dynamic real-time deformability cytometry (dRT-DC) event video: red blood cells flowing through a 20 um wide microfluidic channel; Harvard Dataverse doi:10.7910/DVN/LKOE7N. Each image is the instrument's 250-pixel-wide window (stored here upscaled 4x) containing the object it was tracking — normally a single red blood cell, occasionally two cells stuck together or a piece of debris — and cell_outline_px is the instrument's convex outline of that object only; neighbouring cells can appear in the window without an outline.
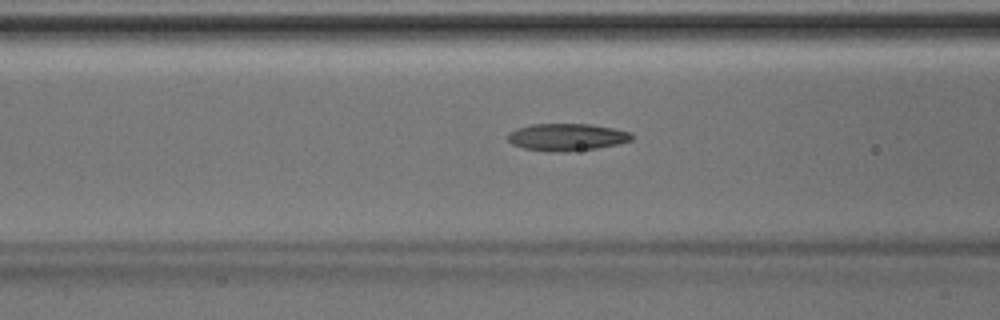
{"species": "Egyptian fruit bat (a non-hibernating species)", "species_latin": "Rousettus aegyptiacus", "temperature_condition": "room temperature", "stored_images_in_passage": 40, "camera_frame_rate_fps": 3000, "um_per_image_px": 0.085, "animal": {"sex": "male"}, "frame": {"image": 1, "passage_image": 12, "time_ms": 3.667, "image_size_px": [1000, 320], "cell_outline_px": [[632, 140], [620, 144], [596, 148], [564, 152], [552, 152], [524, 148], [512, 144], [508, 140], [508, 132], [516, 128], [532, 124], [588, 124], [612, 128], [632, 132]], "centroid_in_image_um": [48.18, 11.65], "position_along_channel_um": 118.4, "area_um2": 19.71}}
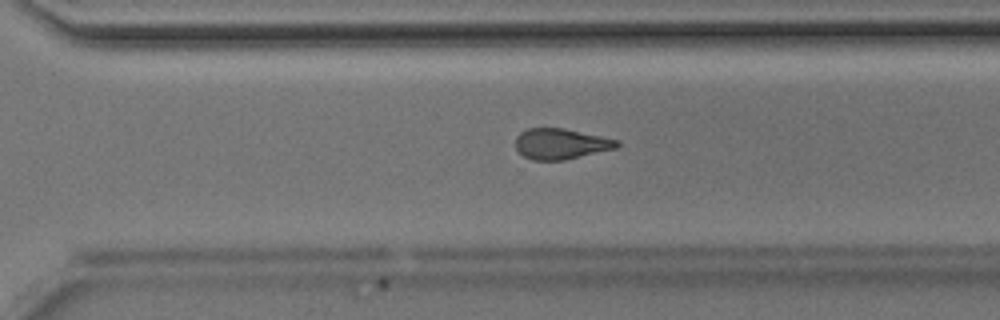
{"frame": {"image": 2, "passage_image": 26, "time_ms": 8.333, "image_size_px": [1000, 320], "cell_outline_px": [[620, 144], [616, 148], [564, 160], [532, 160], [524, 156], [516, 148], [516, 136], [520, 132], [528, 128], [564, 128], [620, 140]], "centroid_in_image_um": [47.67, 12.22], "position_along_channel_um": 322.9, "area_um2": 18.09}}
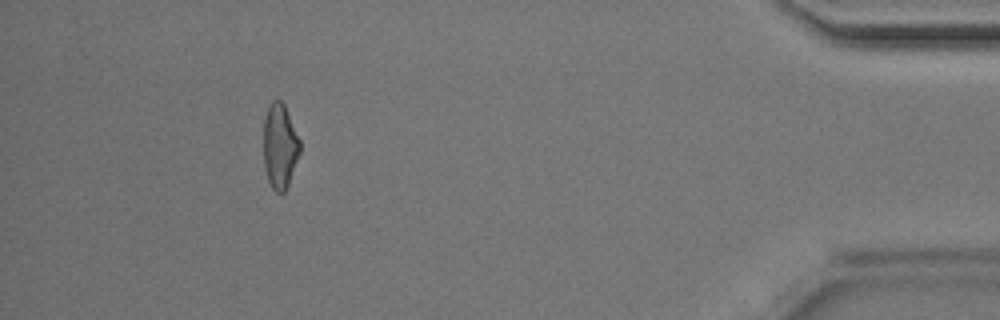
{"frame": {"image": 3, "passage_image": 36, "time_ms": 11.667, "image_size_px": [1000, 320], "cell_outline_px": [[300, 152], [288, 184], [284, 192], [276, 192], [272, 188], [268, 180], [264, 168], [264, 116], [268, 104], [272, 100], [280, 100], [284, 104], [300, 140]], "centroid_in_image_um": [23.77, 12.39], "position_along_channel_um": 411.4, "area_um2": 17.98}}